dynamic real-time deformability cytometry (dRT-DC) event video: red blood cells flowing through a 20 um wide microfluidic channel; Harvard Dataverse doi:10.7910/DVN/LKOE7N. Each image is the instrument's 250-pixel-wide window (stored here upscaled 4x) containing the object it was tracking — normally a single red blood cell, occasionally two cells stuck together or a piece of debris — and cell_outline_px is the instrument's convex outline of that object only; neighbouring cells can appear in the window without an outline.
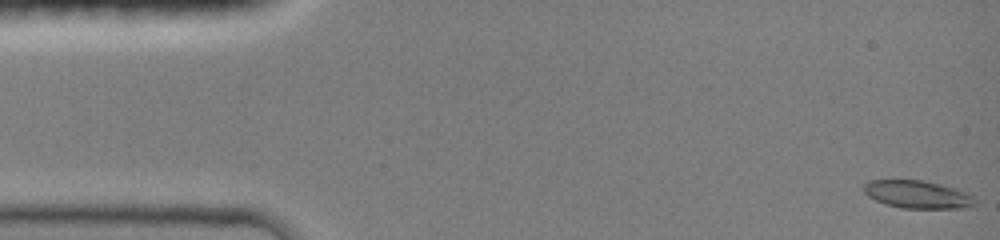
{"species": "common noctule bat (a hibernating species)", "species_latin": "Nyctalus noctula", "temperature_condition": "room temperature", "stored_images_in_passage": 4, "camera_frame_rate_fps": 3000, "um_per_image_px": 0.085, "animal": {"sex": "female", "body_mass_g": 19.0, "forearm_length_mm": 51.5}, "frame": {"image": 1, "passage_image": 1, "time_ms": 0.0, "image_size_px": [1000, 240], "cell_outline_px": [[976, 204], [960, 208], [900, 208], [884, 204], [868, 196], [864, 192], [864, 184], [872, 180], [920, 180], [952, 188], [964, 192], [972, 196], [976, 200]], "centroid_in_image_um": [77.94, 16.54], "position_along_channel_um": 7.1, "area_um2": 17.63}}
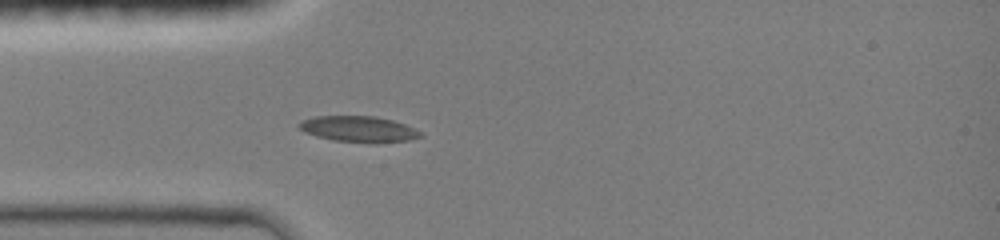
{"frame": {"image": 2, "passage_image": 4, "time_ms": 4.0, "image_size_px": [1000, 240], "cell_outline_px": [[424, 136], [408, 140], [376, 144], [332, 140], [316, 136], [300, 128], [296, 124], [300, 120], [316, 116], [376, 116], [392, 120], [404, 124], [420, 132]], "centroid_in_image_um": [30.48, 10.98], "position_along_channel_um": 54.5, "area_um2": 18.44}}